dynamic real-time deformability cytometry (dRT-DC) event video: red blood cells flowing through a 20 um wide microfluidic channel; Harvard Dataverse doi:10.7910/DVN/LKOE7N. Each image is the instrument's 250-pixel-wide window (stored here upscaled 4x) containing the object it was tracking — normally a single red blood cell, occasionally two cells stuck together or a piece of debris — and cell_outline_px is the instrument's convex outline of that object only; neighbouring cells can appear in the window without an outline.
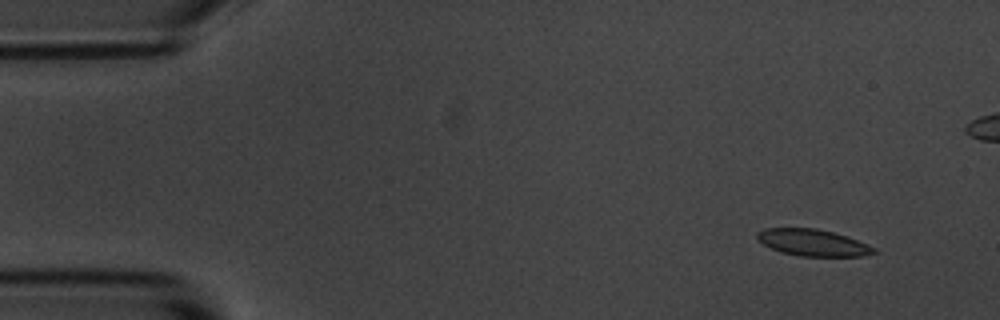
{"species": "common noctule bat (a hibernating species)", "species_latin": "Nyctalus noctula", "temperature_condition": "room temperature", "stored_images_in_passage": 5, "camera_frame_rate_fps": 3000, "um_per_image_px": 0.085, "animal": {"sex": "male", "body_mass_g": 20.1, "forearm_length_mm": 53.5}, "frame": {"image": 1, "passage_image": 1, "time_ms": 0.0, "image_size_px": [1000, 320], "cell_outline_px": [[880, 252], [864, 256], [800, 256], [780, 252], [764, 244], [756, 236], [756, 232], [764, 228], [816, 228], [848, 236], [868, 244], [876, 248]], "centroid_in_image_um": [69.14, 20.62], "position_along_channel_um": 15.9, "area_um2": 18.26}}